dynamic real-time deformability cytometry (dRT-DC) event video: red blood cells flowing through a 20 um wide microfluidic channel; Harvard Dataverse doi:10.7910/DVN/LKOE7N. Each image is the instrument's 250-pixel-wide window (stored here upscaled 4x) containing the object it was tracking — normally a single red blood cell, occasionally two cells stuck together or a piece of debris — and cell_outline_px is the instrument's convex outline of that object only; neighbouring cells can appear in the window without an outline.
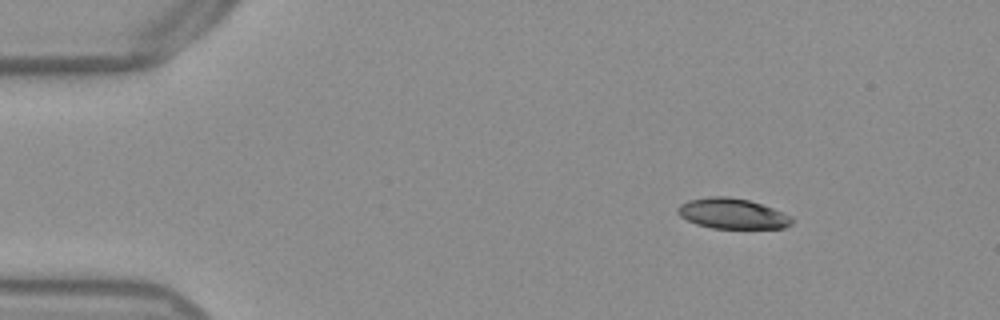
{"species": "Egyptian fruit bat (a non-hibernating species)", "species_latin": "Rousettus aegyptiacus", "temperature_condition": "warm", "stored_images_in_passage": 47, "camera_frame_rate_fps": 3000, "um_per_image_px": 0.085, "frame": {"image": 1, "passage_image": 1, "time_ms": 0.0, "image_size_px": [1000, 320], "cell_outline_px": [[792, 224], [784, 228], [712, 228], [696, 224], [680, 216], [676, 212], [676, 208], [680, 204], [688, 200], [708, 196], [724, 196], [748, 200], [772, 208], [792, 216]], "centroid_in_image_um": [62.22, 18.15], "position_along_channel_um": 22.8, "area_um2": 20.17}}
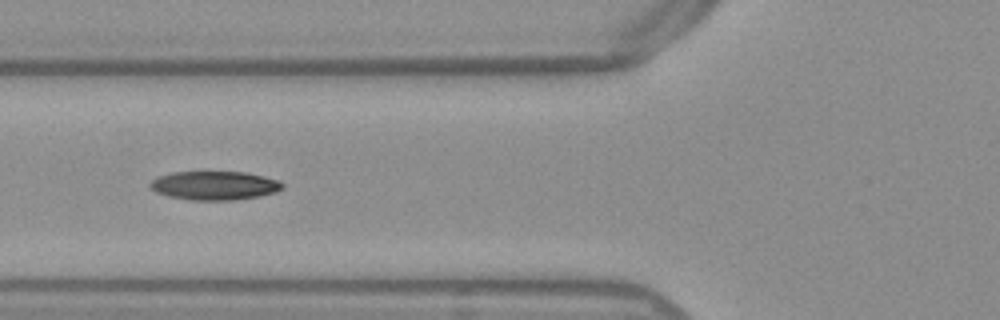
{"frame": {"image": 2, "passage_image": 14, "time_ms": 4.333, "image_size_px": [1000, 320], "cell_outline_px": [[284, 188], [276, 192], [236, 200], [192, 200], [168, 196], [156, 192], [148, 184], [156, 176], [172, 172], [248, 172], [280, 180], [284, 184]], "centroid_in_image_um": [18.25, 15.76], "position_along_channel_um": 107.6, "area_um2": 22.31}}
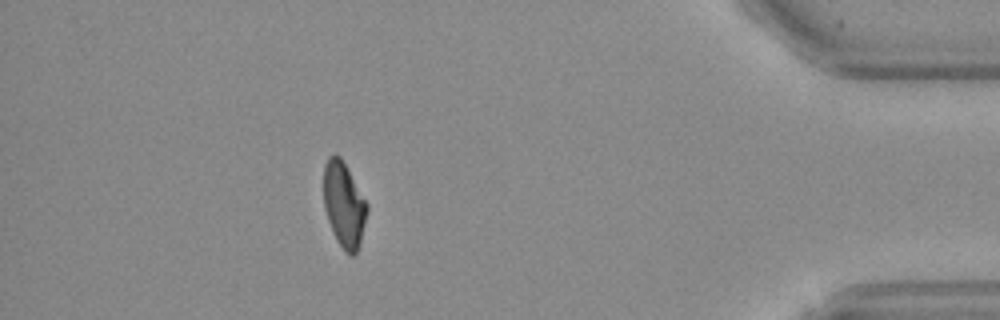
{"frame": {"image": 3, "passage_image": 41, "time_ms": 13.333, "image_size_px": [1000, 320], "cell_outline_px": [[368, 212], [360, 244], [356, 252], [352, 256], [348, 256], [344, 252], [336, 240], [328, 220], [324, 208], [324, 164], [328, 156], [332, 152], [340, 156], [368, 204]], "centroid_in_image_um": [29.23, 17.41], "position_along_channel_um": 406.0, "area_um2": 21.73}, "authors_computed_cell_mechanics": {"area_um2": 22.253, "velocity_mm_per_s": 3.8513, "shape_relaxation_time_tau1_ms": 4.0703, "shape_relaxation_time_tau2_ms": 2.6057, "deformation_change_tau1": 0.152, "deformation_change_tau2": 0.0784}}